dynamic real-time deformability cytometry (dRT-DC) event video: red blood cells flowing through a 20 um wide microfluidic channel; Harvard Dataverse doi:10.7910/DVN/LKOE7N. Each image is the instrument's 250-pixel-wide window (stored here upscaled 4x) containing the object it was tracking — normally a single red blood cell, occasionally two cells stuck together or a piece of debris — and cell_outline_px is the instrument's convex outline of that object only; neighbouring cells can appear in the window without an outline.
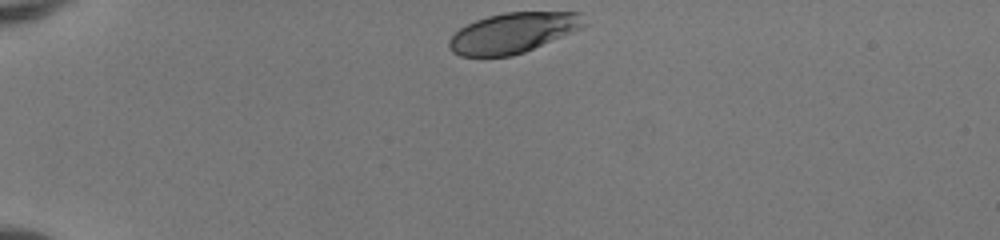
{"species": "human", "species_latin": "Homo sapiens", "temperature_condition": "room temperature", "stored_images_in_passage": 34, "camera_frame_rate_fps": 3000, "um_per_image_px": 0.085, "donor": {"sex": "female"}, "frame": {"image": 1, "passage_image": 1, "time_ms": 0.0, "image_size_px": [1000, 240], "cell_outline_px": [[588, 24], [572, 32], [524, 52], [512, 56], [460, 56], [452, 52], [448, 48], [448, 40], [460, 28], [476, 20], [488, 16], [504, 12], [580, 12]], "centroid_in_image_um": [43.6, 2.79], "position_along_channel_um": 41.4, "area_um2": 31.56}}
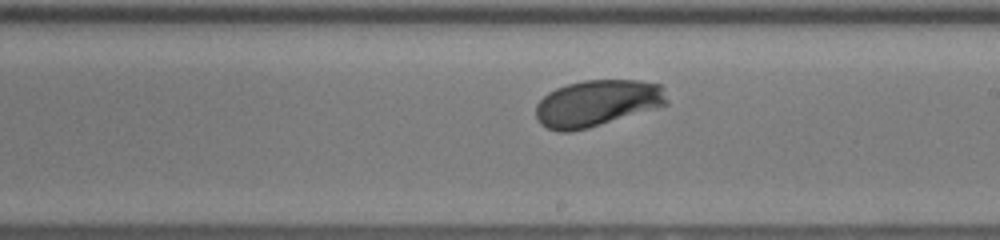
{"frame": {"image": 2, "passage_image": 20, "time_ms": 6.333, "image_size_px": [1000, 240], "cell_outline_px": [[668, 104], [656, 108], [588, 128], [572, 132], [560, 132], [548, 128], [540, 124], [536, 120], [536, 104], [548, 92], [556, 88], [568, 84], [584, 80], [636, 80], [660, 84], [664, 88], [668, 100]], "centroid_in_image_um": [50.74, 8.77], "position_along_channel_um": 238.3, "area_um2": 35.6}}
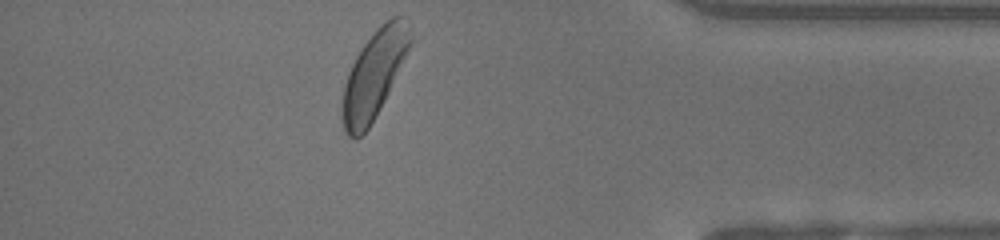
{"frame": {"image": 3, "passage_image": 34, "time_ms": 11.0, "image_size_px": [1000, 240], "cell_outline_px": [[420, 36], [384, 100], [368, 128], [356, 140], [348, 136], [340, 120], [340, 108], [344, 84], [348, 72], [356, 56], [364, 44], [376, 28], [380, 24], [392, 16], [404, 16]], "centroid_in_image_um": [31.9, 6.22], "position_along_channel_um": 403.3, "area_um2": 36.24}, "authors_computed_cell_mechanics": {"area_um2": 34.969, "velocity_mm_per_s": 4.0467, "shape_relaxation_time_tau1_ms": 1.8712, "shape_relaxation_time_tau2_ms": null, "deformation_change_tau1": 0.1211, "deformation_change_tau2": null}}